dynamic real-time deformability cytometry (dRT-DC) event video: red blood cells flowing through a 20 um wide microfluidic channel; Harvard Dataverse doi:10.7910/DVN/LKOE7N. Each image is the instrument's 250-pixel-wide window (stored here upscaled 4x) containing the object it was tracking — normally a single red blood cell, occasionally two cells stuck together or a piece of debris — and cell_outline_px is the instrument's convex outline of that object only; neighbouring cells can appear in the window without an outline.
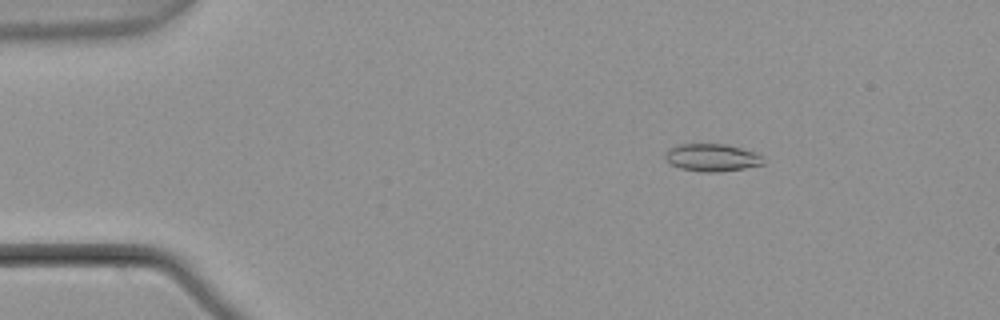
{"species": "common noctule bat (a hibernating species)", "species_latin": "Nyctalus noctula", "temperature_condition": "warm", "stored_images_in_passage": 55, "camera_frame_rate_fps": 3000, "um_per_image_px": 0.085, "animal": {"sex": "male", "body_mass_g": 21.5, "forearm_length_mm": 52.0}, "frame": {"image": 1, "passage_image": 9, "time_ms": 2.667, "image_size_px": [1000, 320], "cell_outline_px": [[764, 164], [744, 168], [720, 172], [700, 172], [680, 168], [672, 164], [664, 156], [664, 152], [668, 148], [676, 144], [724, 144], [756, 152], [764, 156]], "centroid_in_image_um": [60.52, 13.39], "position_along_channel_um": 24.5, "area_um2": 15.9}}
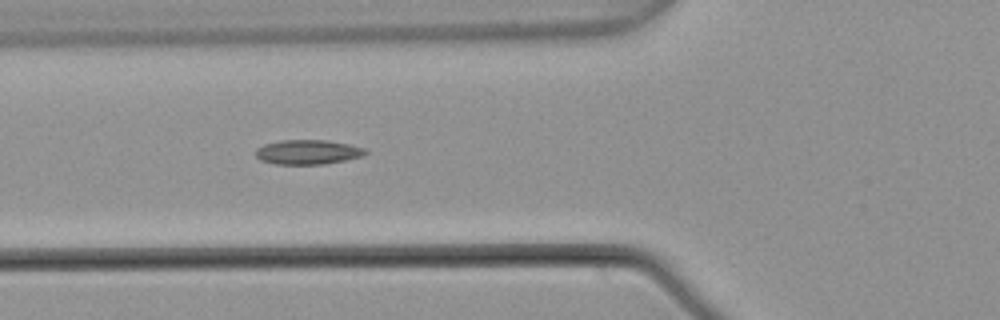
{"frame": {"image": 2, "passage_image": 21, "time_ms": 6.667, "image_size_px": [1000, 320], "cell_outline_px": [[368, 152], [364, 156], [324, 164], [276, 164], [260, 160], [256, 156], [256, 148], [264, 144], [280, 140], [328, 140], [368, 148]], "centroid_in_image_um": [26.19, 12.92], "position_along_channel_um": 99.6, "area_um2": 15.84}}
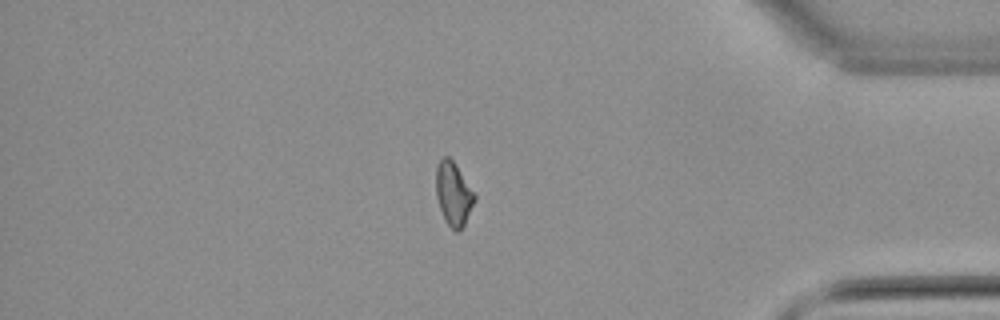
{"frame": {"image": 3, "passage_image": 47, "time_ms": 15.333, "image_size_px": [1000, 320], "cell_outline_px": [[476, 200], [464, 224], [456, 232], [444, 220], [436, 196], [436, 164], [444, 156], [448, 156], [452, 160], [476, 196]], "centroid_in_image_um": [38.52, 16.47], "position_along_channel_um": 396.7, "area_um2": 13.99}, "authors_computed_cell_mechanics": {"area_um2": 14.8546, "velocity_mm_per_s": 3.787, "shape_relaxation_time_tau1_ms": null, "shape_relaxation_time_tau2_ms": 5.965, "deformation_change_tau1": null, "deformation_change_tau2": 0.1206}}